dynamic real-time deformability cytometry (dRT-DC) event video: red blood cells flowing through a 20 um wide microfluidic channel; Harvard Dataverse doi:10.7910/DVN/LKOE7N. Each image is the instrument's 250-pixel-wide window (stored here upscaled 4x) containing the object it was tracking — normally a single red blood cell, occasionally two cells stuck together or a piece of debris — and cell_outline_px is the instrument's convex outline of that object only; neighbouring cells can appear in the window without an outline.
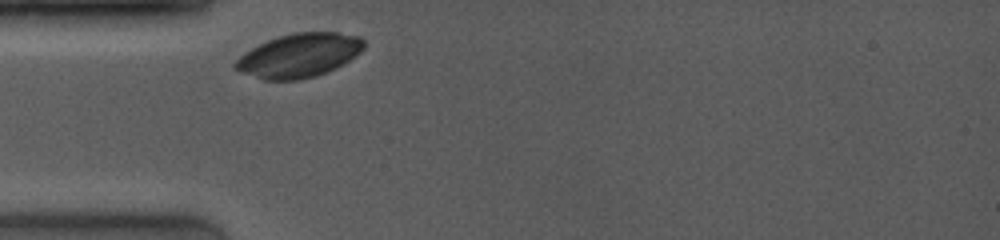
{"species": "common noctule bat (a hibernating species)", "species_latin": "Nyctalus noctula", "temperature_condition": "room temperature", "stored_images_in_passage": 5, "camera_frame_rate_fps": 4000, "um_per_image_px": 0.085, "animal": {"sex": "female", "body_mass_g": 19.0, "forearm_length_mm": 53.3}, "frame": {"image": 1, "passage_image": 1, "time_ms": 0.0, "image_size_px": [1000, 240], "cell_outline_px": [[364, 48], [356, 56], [344, 64], [336, 68], [316, 76], [296, 80], [264, 80], [240, 72], [232, 68], [232, 64], [244, 52], [268, 40], [280, 36], [296, 32], [336, 32], [360, 36], [364, 40]], "centroid_in_image_um": [25.42, 4.72], "position_along_channel_um": 59.6, "area_um2": 32.95}}
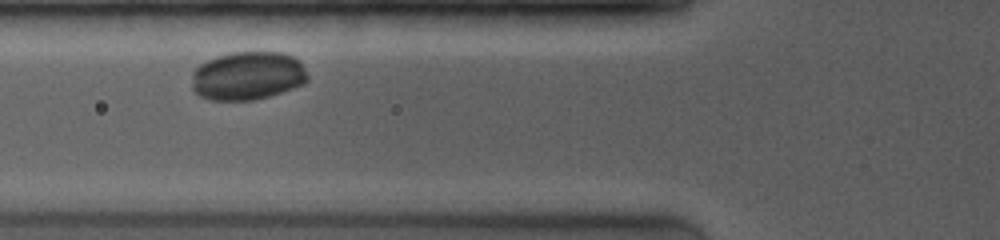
{"frame": {"image": 2, "passage_image": 3, "time_ms": 1.25, "image_size_px": [1000, 240], "cell_outline_px": [[308, 80], [304, 84], [268, 96], [252, 100], [212, 100], [200, 96], [192, 88], [192, 72], [200, 64], [216, 56], [232, 52], [280, 52], [292, 56], [300, 60], [308, 76]], "centroid_in_image_um": [21.05, 6.43], "position_along_channel_um": 104.8, "area_um2": 32.71}}